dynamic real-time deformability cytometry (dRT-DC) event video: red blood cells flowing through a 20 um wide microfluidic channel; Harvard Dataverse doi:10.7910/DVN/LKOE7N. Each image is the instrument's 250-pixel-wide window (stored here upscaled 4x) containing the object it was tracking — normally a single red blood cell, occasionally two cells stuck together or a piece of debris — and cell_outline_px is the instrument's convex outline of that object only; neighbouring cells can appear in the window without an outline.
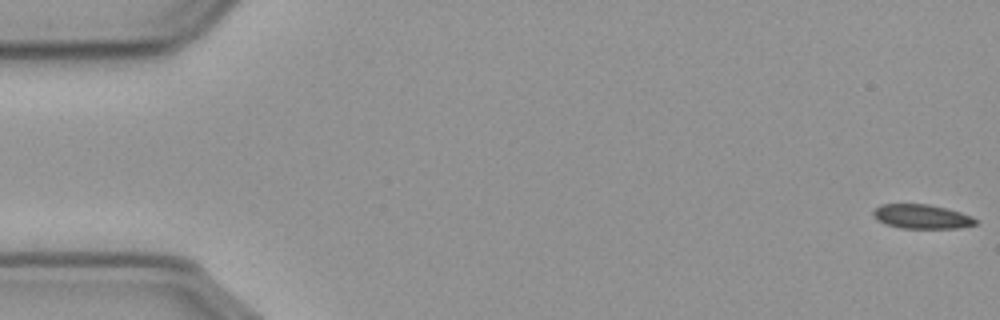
{"species": "common noctule bat (a hibernating species)", "species_latin": "Nyctalus noctula", "temperature_condition": "cold", "stored_images_in_passage": 16, "camera_frame_rate_fps": 3000, "um_per_image_px": 0.085, "animal": {"sex": "male", "body_mass_g": 23.1, "forearm_length_mm": 52.7}, "frame": {"image": 1, "passage_image": 1, "time_ms": 0.0, "image_size_px": [1000, 320], "cell_outline_px": [[980, 224], [960, 228], [900, 228], [884, 224], [876, 220], [872, 216], [872, 212], [880, 204], [928, 204], [960, 212], [972, 216]], "centroid_in_image_um": [78.33, 18.42], "position_along_channel_um": 6.7, "area_um2": 14.62}}